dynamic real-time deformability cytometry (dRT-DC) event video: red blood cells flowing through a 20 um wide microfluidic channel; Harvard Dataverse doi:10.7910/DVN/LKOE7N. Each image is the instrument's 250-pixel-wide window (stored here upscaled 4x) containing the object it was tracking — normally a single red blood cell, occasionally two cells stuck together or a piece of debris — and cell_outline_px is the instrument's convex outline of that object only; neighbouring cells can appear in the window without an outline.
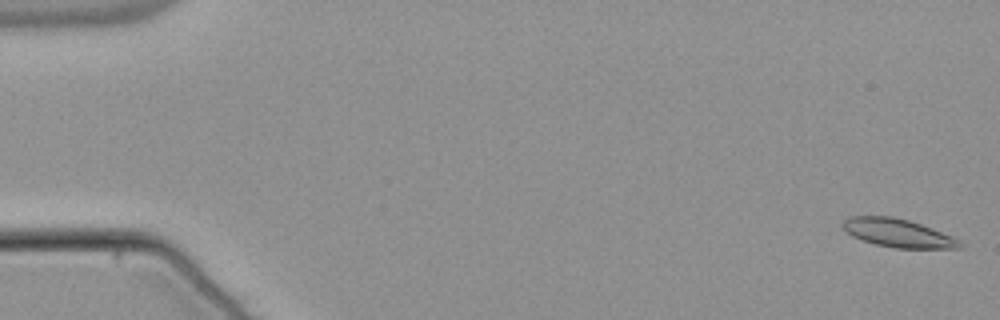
{"species": "common noctule bat (a hibernating species)", "species_latin": "Nyctalus noctula", "temperature_condition": "warm", "stored_images_in_passage": 56, "camera_frame_rate_fps": 3000, "um_per_image_px": 0.085, "animal": {"sex": "male", "body_mass_g": 21.5, "forearm_length_mm": 52.0}, "frame": {"image": 1, "passage_image": 2, "time_ms": 0.333, "image_size_px": [1000, 320], "cell_outline_px": [[964, 248], [896, 248], [876, 244], [852, 236], [840, 224], [848, 216], [892, 216], [908, 220], [920, 224], [952, 236], [960, 240], [964, 244]], "centroid_in_image_um": [76.34, 19.8], "position_along_channel_um": 8.7, "area_um2": 19.19}}
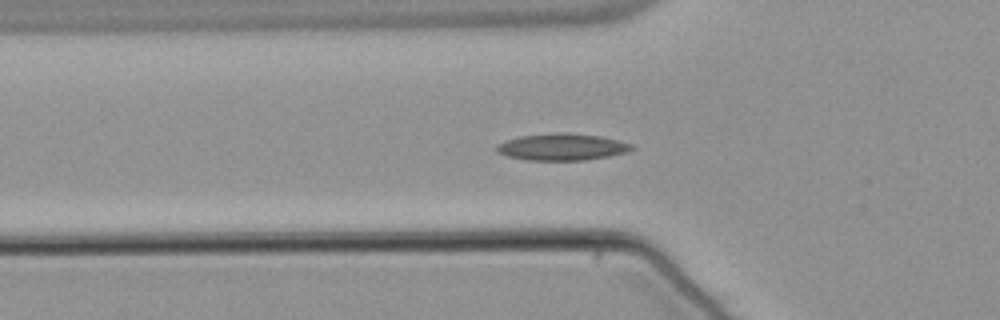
{"frame": {"image": 2, "passage_image": 20, "time_ms": 6.333, "image_size_px": [1000, 320], "cell_outline_px": [[636, 148], [628, 152], [608, 156], [584, 160], [528, 160], [508, 156], [496, 152], [496, 144], [520, 136], [560, 132], [564, 132], [600, 136], [632, 144]], "centroid_in_image_um": [47.78, 12.49], "position_along_channel_um": 78.0, "area_um2": 20.98}}
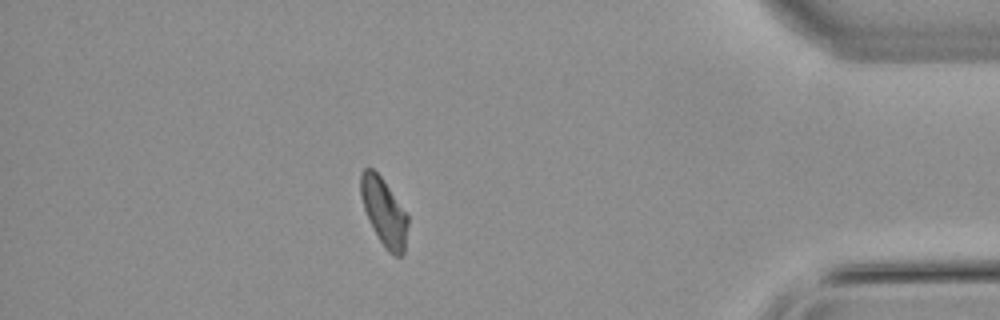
{"frame": {"image": 3, "passage_image": 49, "time_ms": 16.0, "image_size_px": [1000, 320], "cell_outline_px": [[408, 224], [404, 252], [400, 256], [396, 256], [388, 252], [384, 248], [364, 208], [360, 196], [360, 172], [364, 168], [372, 168], [380, 176], [408, 216]], "centroid_in_image_um": [32.63, 18.01], "position_along_channel_um": 402.6, "area_um2": 18.09}}